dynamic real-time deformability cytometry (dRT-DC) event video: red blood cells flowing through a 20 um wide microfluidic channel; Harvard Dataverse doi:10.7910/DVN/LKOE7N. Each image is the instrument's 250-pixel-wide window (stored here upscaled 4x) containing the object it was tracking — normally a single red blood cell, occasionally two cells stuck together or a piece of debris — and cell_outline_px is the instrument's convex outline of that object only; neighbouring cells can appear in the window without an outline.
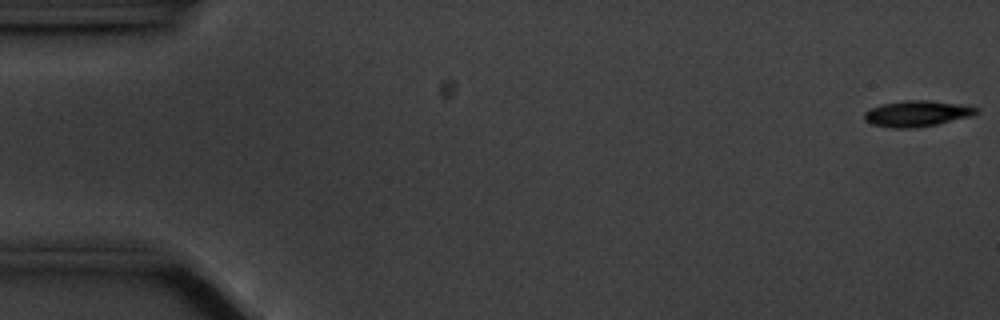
{"species": "common noctule bat (a hibernating species)", "species_latin": "Nyctalus noctula", "temperature_condition": "cold", "stored_images_in_passage": 56, "camera_frame_rate_fps": 3000, "um_per_image_px": 0.085, "animal": {"sex": "male", "body_mass_g": 20.1, "forearm_length_mm": 53.5}, "frame": {"image": 1, "passage_image": 1, "time_ms": 0.0, "image_size_px": [1000, 320], "cell_outline_px": [[980, 112], [972, 116], [936, 124], [916, 128], [892, 128], [872, 124], [864, 120], [864, 112], [880, 104], [904, 100], [928, 100], [960, 104], [976, 108]], "centroid_in_image_um": [77.92, 9.65], "position_along_channel_um": 7.1, "area_um2": 16.94}}
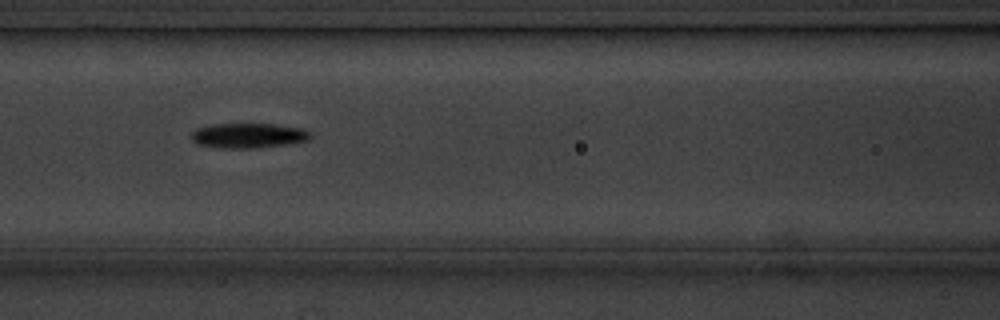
{"frame": {"image": 2, "passage_image": 24, "time_ms": 7.667, "image_size_px": [1000, 320], "cell_outline_px": [[312, 136], [308, 140], [284, 144], [256, 148], [220, 148], [196, 144], [192, 140], [192, 132], [196, 128], [212, 124], [276, 124], [304, 128], [312, 132]], "centroid_in_image_um": [21.12, 11.51], "position_along_channel_um": 145.5, "area_um2": 17.4}}
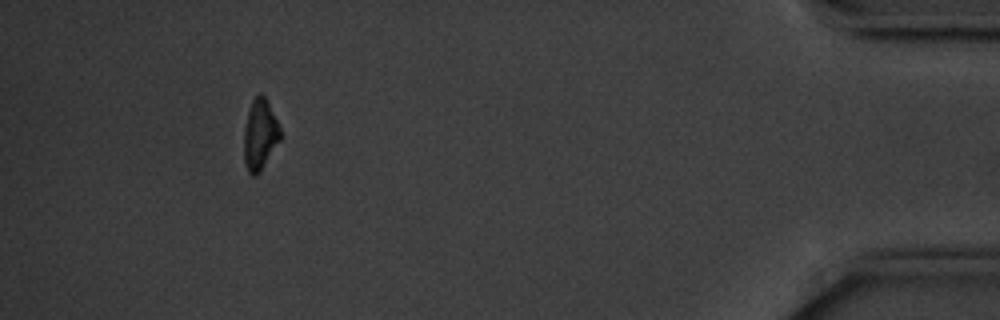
{"frame": {"image": 3, "passage_image": 52, "time_ms": 17.0, "image_size_px": [1000, 320], "cell_outline_px": [[280, 140], [260, 172], [256, 176], [252, 176], [248, 172], [244, 164], [244, 128], [248, 112], [252, 100], [260, 92], [264, 96], [280, 128]], "centroid_in_image_um": [22.07, 11.49], "position_along_channel_um": 413.1, "area_um2": 14.8}, "authors_computed_cell_mechanics": {"area_um2": 16.6464, "velocity_mm_per_s": 3.5414, "shape_relaxation_time_tau1_ms": 3.1304, "shape_relaxation_time_tau2_ms": null, "deformation_change_tau1": 0.163, "deformation_change_tau2": null}}